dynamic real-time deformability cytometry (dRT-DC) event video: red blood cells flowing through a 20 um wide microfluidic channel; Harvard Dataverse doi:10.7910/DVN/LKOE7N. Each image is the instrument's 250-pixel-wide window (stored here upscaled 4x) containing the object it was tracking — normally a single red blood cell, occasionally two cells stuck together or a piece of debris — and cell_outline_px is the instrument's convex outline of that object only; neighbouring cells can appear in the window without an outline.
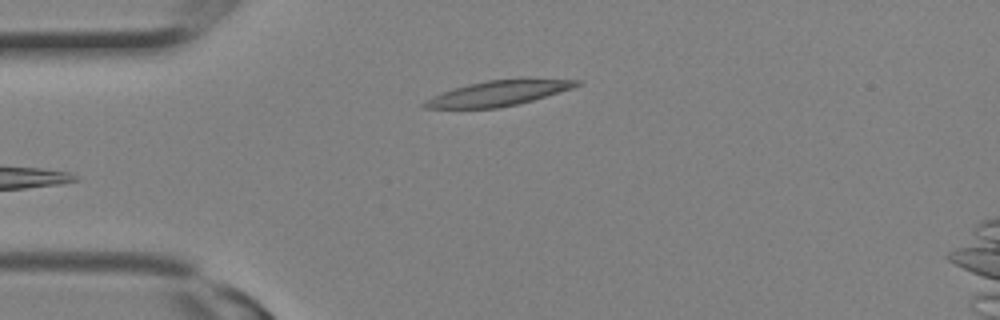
{"species": "Egyptian fruit bat (a non-hibernating species)", "species_latin": "Rousettus aegyptiacus", "temperature_condition": "room temperature", "stored_images_in_passage": 2, "camera_frame_rate_fps": 3000, "um_per_image_px": 0.085, "animal": {"sex": "female"}, "frame": {"image": 1, "passage_image": 2, "time_ms": 0.333, "image_size_px": [1000, 320], "cell_outline_px": [[584, 80], [580, 84], [572, 88], [532, 100], [516, 104], [496, 108], [424, 108], [420, 104], [452, 88], [468, 84], [488, 80]], "centroid_in_image_um": [42.31, 7.94], "position_along_channel_um": 42.7, "area_um2": 21.39}}